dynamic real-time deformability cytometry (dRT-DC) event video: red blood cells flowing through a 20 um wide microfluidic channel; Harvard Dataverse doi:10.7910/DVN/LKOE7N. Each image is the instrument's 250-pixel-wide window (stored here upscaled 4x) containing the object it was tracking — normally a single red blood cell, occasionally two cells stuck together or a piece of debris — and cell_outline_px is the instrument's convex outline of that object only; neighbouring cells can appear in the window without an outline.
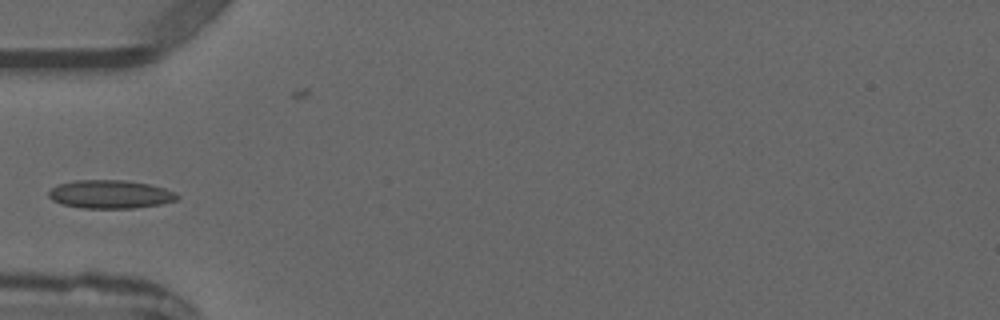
{"species": "common noctule bat (a hibernating species)", "species_latin": "Nyctalus noctula", "temperature_condition": "warm", "stored_images_in_passage": 1, "camera_frame_rate_fps": 3000, "um_per_image_px": 0.085, "animal": {"sex": "male", "forearm_length_mm": 52.5}, "frame": {"image": 1, "passage_image": 1, "time_ms": 0.0, "image_size_px": [1000, 320], "cell_outline_px": [[180, 196], [176, 200], [160, 204], [136, 208], [80, 208], [60, 204], [52, 200], [48, 196], [48, 192], [52, 188], [60, 184], [76, 180], [124, 180], [152, 184], [176, 192]], "centroid_in_image_um": [9.38, 16.51], "position_along_channel_um": 75.6, "area_um2": 21.39}}